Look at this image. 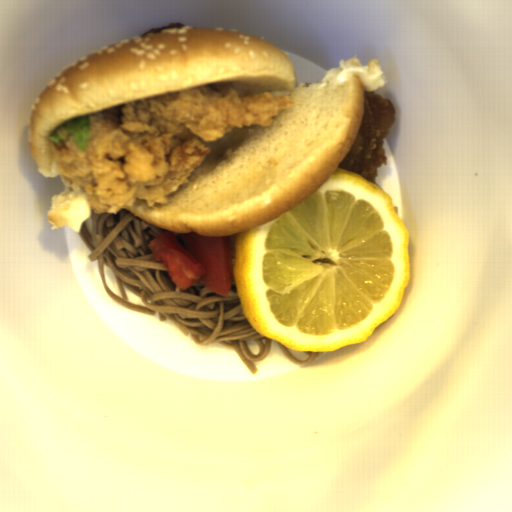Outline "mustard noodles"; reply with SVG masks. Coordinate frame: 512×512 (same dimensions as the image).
Wrapping results in <instances>:
<instances>
[{
    "label": "mustard noodles",
    "instance_id": "mustard-noodles-2",
    "mask_svg": "<svg viewBox=\"0 0 512 512\" xmlns=\"http://www.w3.org/2000/svg\"><path fill=\"white\" fill-rule=\"evenodd\" d=\"M277 347L279 348V350L284 354V356L289 360L291 361L293 364H295L296 366H306V365H309L310 363H312L316 358L320 357L324 352H306L307 355L309 356L307 360H300L298 358H296L294 355H292L287 347H285L284 345H282L281 343H279L277 341Z\"/></svg>",
    "mask_w": 512,
    "mask_h": 512
},
{
    "label": "mustard noodles",
    "instance_id": "mustard-noodles-1",
    "mask_svg": "<svg viewBox=\"0 0 512 512\" xmlns=\"http://www.w3.org/2000/svg\"><path fill=\"white\" fill-rule=\"evenodd\" d=\"M169 229L125 208L94 214L79 224L78 236L97 260L105 293L129 310L169 320L198 347L219 344L232 349L254 375L255 361L267 358L273 339L263 336L245 316L235 280L227 295L206 289L202 277L186 290L170 278L149 243Z\"/></svg>",
    "mask_w": 512,
    "mask_h": 512
}]
</instances>
